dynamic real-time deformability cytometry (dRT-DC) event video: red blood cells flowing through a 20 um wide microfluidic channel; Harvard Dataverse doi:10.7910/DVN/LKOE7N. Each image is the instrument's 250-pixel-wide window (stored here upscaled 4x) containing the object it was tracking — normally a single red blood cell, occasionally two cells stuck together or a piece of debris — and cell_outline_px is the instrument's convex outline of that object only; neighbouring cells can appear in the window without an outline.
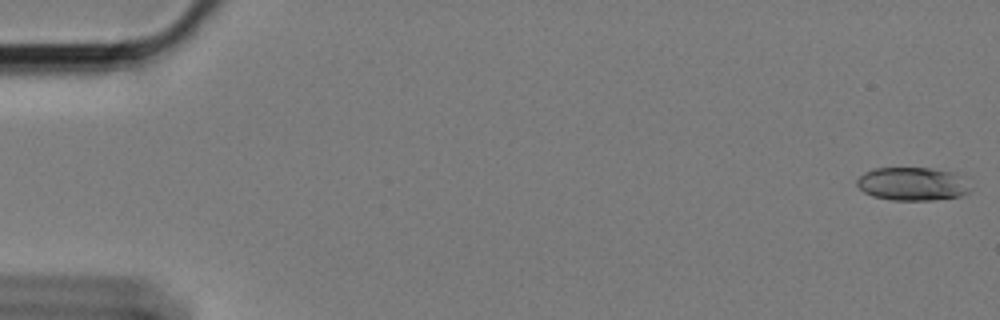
{"species": "Egyptian fruit bat (a non-hibernating species)", "species_latin": "Rousettus aegyptiacus", "temperature_condition": "cold", "stored_images_in_passage": 59, "camera_frame_rate_fps": 3000, "um_per_image_px": 0.085, "animal": {"sex": "female"}, "frame": {"image": 1, "passage_image": 1, "time_ms": 0.0, "image_size_px": [1000, 320], "cell_outline_px": [[972, 188], [968, 192], [960, 196], [932, 200], [892, 200], [872, 196], [864, 192], [856, 184], [856, 180], [864, 172], [872, 168], [932, 168], [948, 172]], "centroid_in_image_um": [77.45, 15.64], "position_along_channel_um": 7.6, "area_um2": 21.56}}
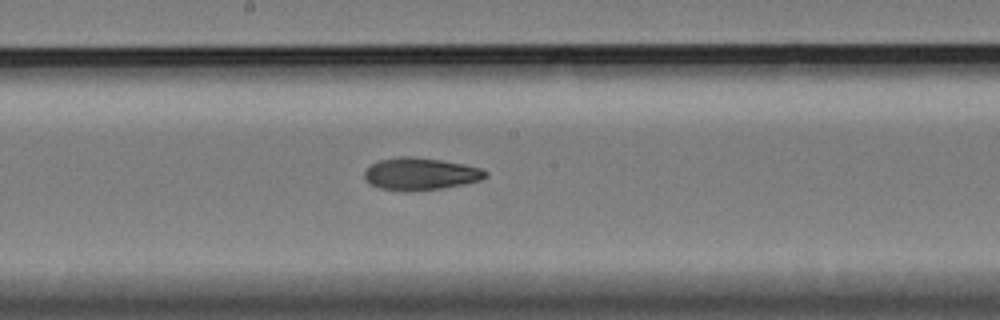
{"frame": {"image": 2, "passage_image": 32, "time_ms": 10.333, "image_size_px": [1000, 320], "cell_outline_px": [[488, 176], [480, 180], [464, 184], [440, 188], [404, 192], [380, 188], [368, 184], [364, 180], [364, 172], [372, 164], [380, 160], [400, 156], [412, 156], [440, 160], [464, 164], [480, 168], [488, 172]], "centroid_in_image_um": [35.71, 14.79], "position_along_channel_um": 212.5, "area_um2": 22.83}}
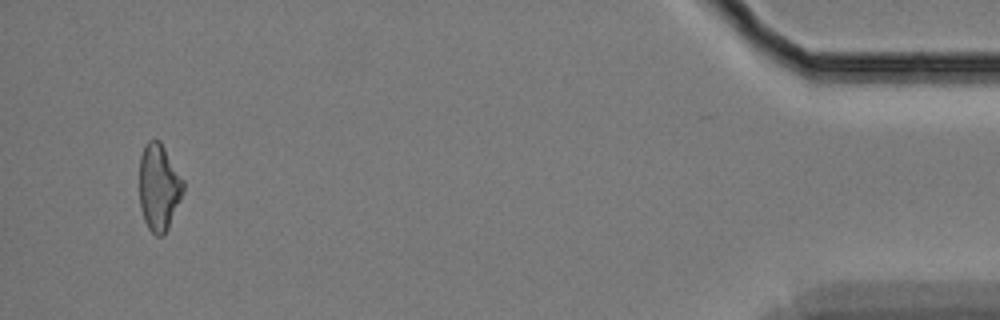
{"frame": {"image": 3, "passage_image": 57, "time_ms": 18.667, "image_size_px": [1000, 320], "cell_outline_px": [[184, 188], [180, 200], [168, 228], [160, 236], [156, 236], [148, 228], [144, 220], [140, 208], [140, 156], [144, 144], [148, 140], [160, 140], [184, 180]], "centroid_in_image_um": [13.5, 15.89], "position_along_channel_um": 421.7, "area_um2": 22.14}, "authors_computed_cell_mechanics": {"area_um2": 22.253, "velocity_mm_per_s": 3.3903, "shape_relaxation_time_tau1_ms": 9.6296, "shape_relaxation_time_tau2_ms": 7.1153, "deformation_change_tau1": 0.1982, "deformation_change_tau2": 0.1497}}